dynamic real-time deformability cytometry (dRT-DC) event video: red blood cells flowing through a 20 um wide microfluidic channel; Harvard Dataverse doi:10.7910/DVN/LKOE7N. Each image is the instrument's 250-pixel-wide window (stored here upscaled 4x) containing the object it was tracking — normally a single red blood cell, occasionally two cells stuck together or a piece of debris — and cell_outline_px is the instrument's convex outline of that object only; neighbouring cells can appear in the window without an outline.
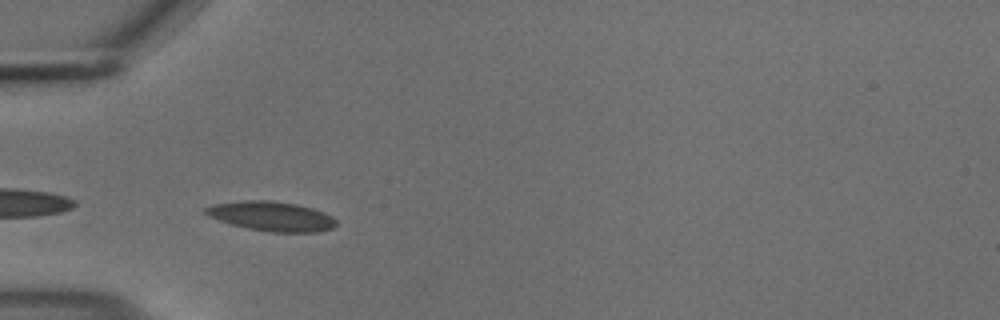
{"species": "common noctule bat (a hibernating species)", "species_latin": "Nyctalus noctula", "temperature_condition": "cold", "stored_images_in_passage": 38, "camera_frame_rate_fps": 3000, "um_per_image_px": 0.085, "animal": {"sex": "male", "body_mass_g": 18.8}, "frame": {"image": 1, "passage_image": 2, "time_ms": 0.333, "image_size_px": [1000, 320], "cell_outline_px": [[336, 224], [332, 228], [316, 232], [268, 232], [244, 228], [208, 216], [204, 212], [204, 208], [212, 204], [244, 200], [272, 200], [296, 204], [312, 208], [324, 212], [332, 216], [336, 220]], "centroid_in_image_um": [23.06, 18.38], "position_along_channel_um": 61.9, "area_um2": 22.6}}
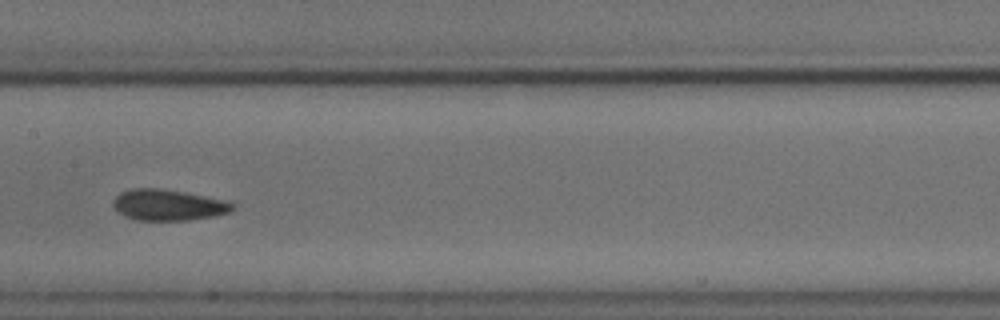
{"frame": {"image": 2, "passage_image": 13, "time_ms": 4.0, "image_size_px": [1000, 320], "cell_outline_px": [[236, 208], [228, 212], [212, 216], [188, 220], [136, 220], [124, 216], [116, 212], [112, 204], [116, 196], [120, 192], [132, 188], [156, 188], [180, 192], [224, 200], [236, 204]], "centroid_in_image_um": [14.24, 17.43], "position_along_channel_um": 193.2, "area_um2": 21.39}}
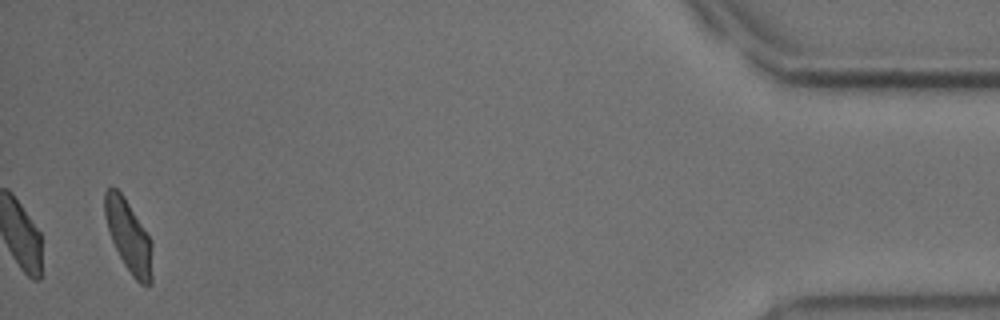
{"frame": {"image": 3, "passage_image": 38, "time_ms": 12.333, "image_size_px": [1000, 320], "cell_outline_px": [[152, 284], [140, 284], [132, 276], [124, 264], [112, 240], [104, 216], [104, 192], [112, 184], [124, 196], [152, 240]], "centroid_in_image_um": [10.94, 20.05], "position_along_channel_um": 424.3, "area_um2": 20.0}, "authors_computed_cell_mechanics": {"area_um2": 21.2415, "velocity_mm_per_s": 3.6806, "shape_relaxation_time_tau1_ms": 3.566, "shape_relaxation_time_tau2_ms": 1.4915, "deformation_change_tau1": 0.1107, "deformation_change_tau2": 0.0795}}